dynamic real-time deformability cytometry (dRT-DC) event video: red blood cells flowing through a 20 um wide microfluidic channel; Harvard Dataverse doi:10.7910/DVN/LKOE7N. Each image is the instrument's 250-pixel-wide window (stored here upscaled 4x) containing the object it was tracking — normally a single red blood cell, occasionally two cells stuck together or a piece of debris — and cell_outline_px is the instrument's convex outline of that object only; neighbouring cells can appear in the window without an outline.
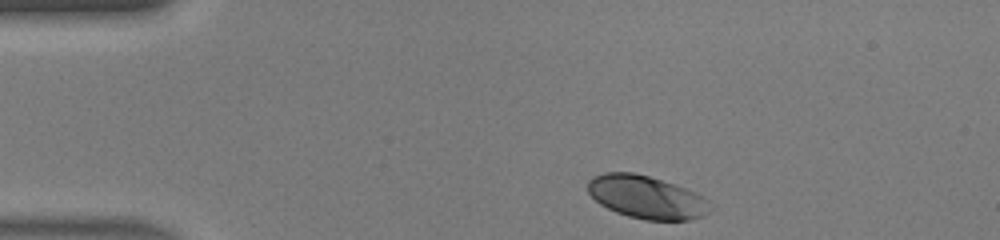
{"species": "human", "species_latin": "Homo sapiens", "temperature_condition": "warm", "stored_images_in_passage": 32, "camera_frame_rate_fps": 3000, "um_per_image_px": 0.085, "donor": {"sex": "male"}, "frame": {"image": 1, "passage_image": 1, "time_ms": 0.0, "image_size_px": [1000, 240], "cell_outline_px": [[716, 208], [704, 216], [688, 220], [644, 220], [628, 216], [616, 212], [600, 204], [588, 192], [588, 180], [592, 176], [604, 172], [632, 172], [648, 176], [696, 192], [704, 196]], "centroid_in_image_um": [55.0, 16.77], "position_along_channel_um": 30.0, "area_um2": 30.81}}
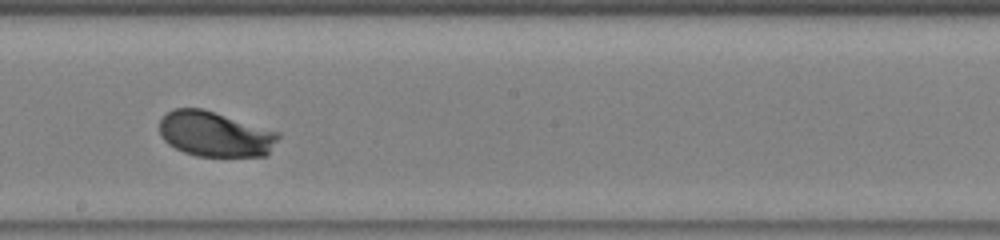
{"frame": {"image": 2, "passage_image": 19, "time_ms": 6.0, "image_size_px": [1000, 240], "cell_outline_px": [[280, 136], [268, 156], [196, 156], [184, 152], [168, 144], [160, 136], [160, 120], [172, 108], [204, 108], [280, 132]], "centroid_in_image_um": [18.3, 11.39], "position_along_channel_um": 229.9, "area_um2": 31.62}}
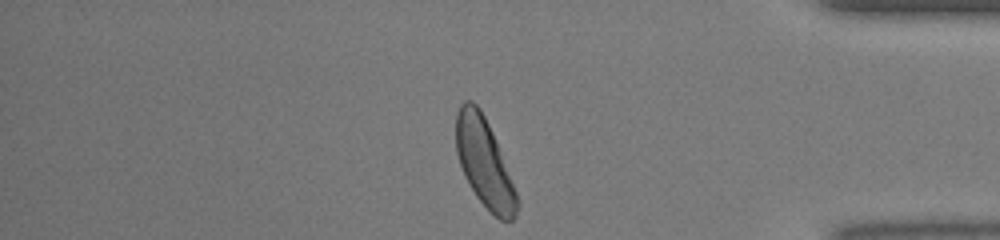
{"frame": {"image": 3, "passage_image": 32, "time_ms": 10.333, "image_size_px": [1000, 240], "cell_outline_px": [[520, 204], [516, 216], [512, 220], [500, 220], [476, 196], [468, 184], [464, 176], [456, 152], [456, 112], [460, 104], [464, 100], [472, 100], [480, 108], [492, 132], [516, 192]], "centroid_in_image_um": [41.15, 13.81], "position_along_channel_um": 394.1, "area_um2": 31.1}, "authors_computed_cell_mechanics": {"area_um2": 30.8363, "velocity_mm_per_s": 4.3943, "shape_relaxation_time_tau1_ms": 0.9141, "shape_relaxation_time_tau2_ms": null, "deformation_change_tau1": 0.097, "deformation_change_tau2": null}}